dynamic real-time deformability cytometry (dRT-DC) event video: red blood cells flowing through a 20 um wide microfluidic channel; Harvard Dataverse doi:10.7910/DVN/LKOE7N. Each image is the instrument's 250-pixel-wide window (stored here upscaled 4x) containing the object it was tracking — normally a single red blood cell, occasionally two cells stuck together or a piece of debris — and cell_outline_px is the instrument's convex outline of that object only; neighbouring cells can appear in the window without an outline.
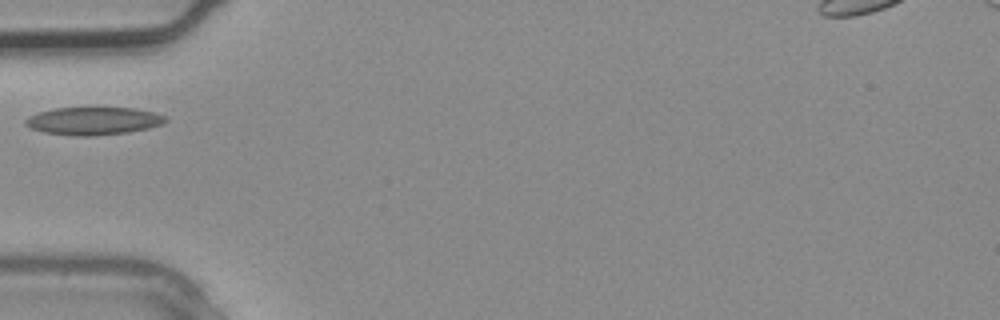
{"species": "common noctule bat (a hibernating species)", "species_latin": "Nyctalus noctula", "temperature_condition": "warm", "stored_images_in_passage": 3, "camera_frame_rate_fps": 3000, "um_per_image_px": 0.085, "animal": {"sex": "male", "body_mass_g": 20.4}, "frame": {"image": 1, "passage_image": 3, "time_ms": 0.667, "image_size_px": [1000, 320], "cell_outline_px": [[168, 120], [164, 124], [148, 128], [128, 132], [92, 136], [72, 136], [44, 132], [32, 128], [24, 124], [24, 120], [28, 116], [40, 112], [56, 108], [96, 104], [136, 108], [168, 116]], "centroid_in_image_um": [7.98, 10.22], "position_along_channel_um": 77.0, "area_um2": 23.87}}